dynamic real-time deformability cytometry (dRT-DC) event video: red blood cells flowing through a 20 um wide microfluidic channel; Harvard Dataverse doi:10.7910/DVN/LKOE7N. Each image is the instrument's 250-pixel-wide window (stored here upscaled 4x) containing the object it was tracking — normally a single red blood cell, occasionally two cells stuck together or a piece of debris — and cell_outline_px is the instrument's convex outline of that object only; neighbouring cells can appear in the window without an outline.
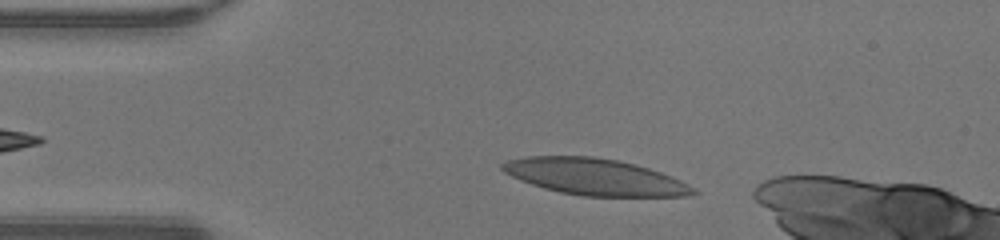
{"species": "human", "species_latin": "Homo sapiens", "temperature_condition": "warm", "stored_images_in_passage": 32, "camera_frame_rate_fps": 3000, "um_per_image_px": 0.085, "donor": {"sex": "male"}, "frame": {"image": 1, "passage_image": 3, "time_ms": 0.667, "image_size_px": [1000, 240], "cell_outline_px": [[700, 192], [688, 196], [584, 196], [560, 192], [544, 188], [520, 180], [504, 172], [500, 168], [500, 164], [508, 160], [524, 156], [592, 156], [616, 160], [636, 164], [672, 176], [696, 188]], "centroid_in_image_um": [50.57, 15.03], "position_along_channel_um": 34.4, "area_um2": 40.52}}
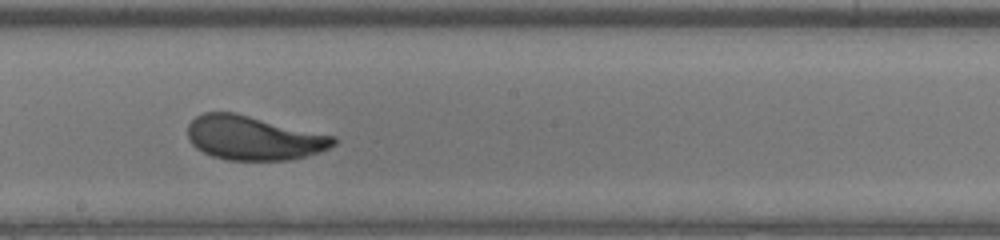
{"frame": {"image": 2, "passage_image": 19, "time_ms": 6.0, "image_size_px": [1000, 240], "cell_outline_px": [[336, 144], [328, 148], [304, 156], [288, 160], [228, 160], [212, 156], [196, 148], [192, 144], [188, 136], [188, 124], [196, 116], [204, 112], [236, 112], [336, 136]], "centroid_in_image_um": [21.54, 11.71], "position_along_channel_um": 226.7, "area_um2": 37.51}}
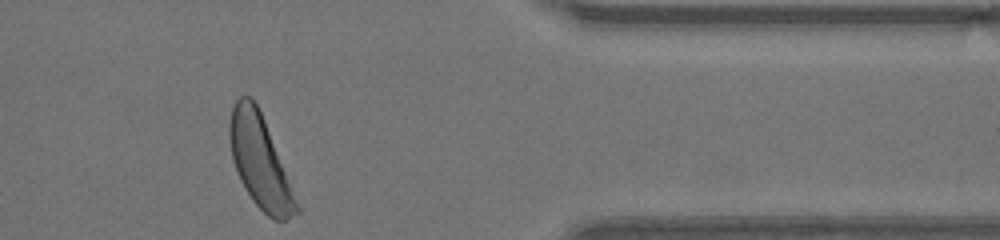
{"frame": {"image": 3, "passage_image": 32, "time_ms": 10.333, "image_size_px": [1000, 240], "cell_outline_px": [[300, 212], [284, 220], [272, 220], [252, 200], [240, 180], [232, 160], [228, 132], [228, 128], [232, 108], [236, 100], [240, 96], [252, 96], [264, 120], [300, 208]], "centroid_in_image_um": [22.07, 13.74], "position_along_channel_um": 389.3, "area_um2": 35.32}, "authors_computed_cell_mechanics": {"area_um2": 37.9746, "velocity_mm_per_s": 4.3094, "shape_relaxation_time_tau1_ms": 2.5226, "shape_relaxation_time_tau2_ms": null, "deformation_change_tau1": 0.1566, "deformation_change_tau2": null}}